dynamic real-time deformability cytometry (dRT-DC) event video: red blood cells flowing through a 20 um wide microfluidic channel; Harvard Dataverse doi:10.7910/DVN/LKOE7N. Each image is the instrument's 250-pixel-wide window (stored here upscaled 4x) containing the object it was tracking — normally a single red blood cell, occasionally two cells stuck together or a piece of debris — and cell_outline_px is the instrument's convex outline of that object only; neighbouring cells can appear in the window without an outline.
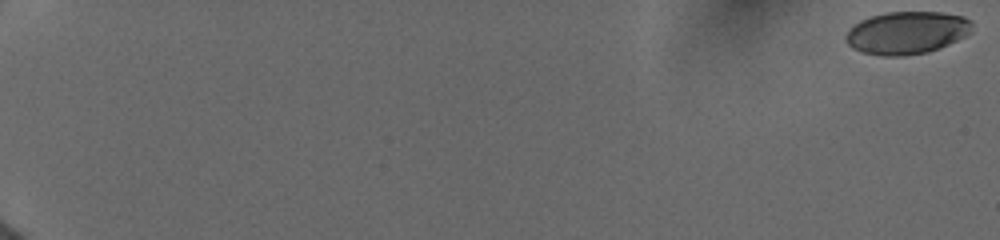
{"species": "human", "species_latin": "Homo sapiens", "temperature_condition": "cold", "stored_images_in_passage": 27, "camera_frame_rate_fps": 3000, "um_per_image_px": 0.085, "donor": {"sex": "female"}, "frame": {"image": 1, "passage_image": 1, "time_ms": 0.0, "image_size_px": [1000, 240], "cell_outline_px": [[972, 32], [948, 44], [928, 52], [904, 56], [880, 56], [864, 52], [852, 48], [848, 44], [848, 32], [860, 20], [872, 16], [888, 12], [940, 12], [964, 16], [972, 20]], "centroid_in_image_um": [77.13, 2.78], "position_along_channel_um": 7.9, "area_um2": 31.1}}
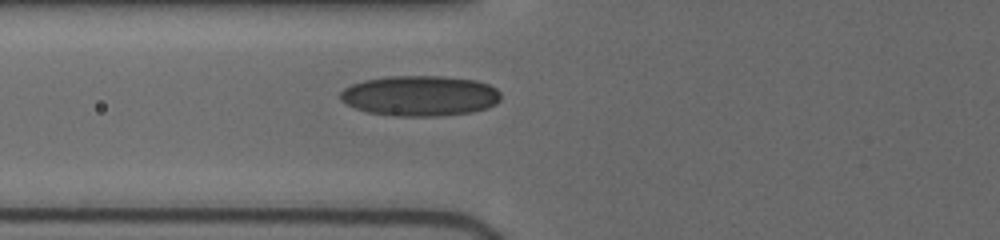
{"frame": {"image": 2, "passage_image": 20, "time_ms": 8.0, "image_size_px": [1000, 240], "cell_outline_px": [[500, 100], [496, 104], [488, 108], [472, 112], [440, 116], [392, 116], [368, 112], [356, 108], [340, 100], [340, 92], [344, 88], [352, 84], [364, 80], [388, 76], [440, 76], [476, 80], [488, 84], [496, 88], [500, 92]], "centroid_in_image_um": [35.71, 8.14], "position_along_channel_um": 90.1, "area_um2": 37.97}}
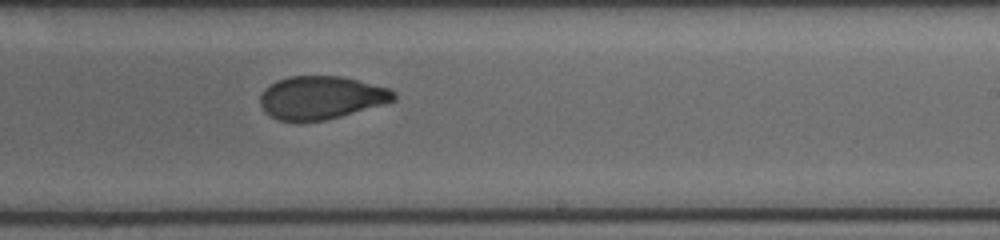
{"frame": {"image": 3, "passage_image": 27, "time_ms": 12.333, "image_size_px": [1000, 240], "cell_outline_px": [[396, 100], [384, 104], [340, 116], [324, 120], [300, 124], [276, 120], [264, 112], [260, 104], [260, 96], [264, 88], [276, 80], [288, 76], [340, 76], [392, 88], [396, 92]], "centroid_in_image_um": [27.26, 8.32], "position_along_channel_um": 261.7, "area_um2": 34.28}}